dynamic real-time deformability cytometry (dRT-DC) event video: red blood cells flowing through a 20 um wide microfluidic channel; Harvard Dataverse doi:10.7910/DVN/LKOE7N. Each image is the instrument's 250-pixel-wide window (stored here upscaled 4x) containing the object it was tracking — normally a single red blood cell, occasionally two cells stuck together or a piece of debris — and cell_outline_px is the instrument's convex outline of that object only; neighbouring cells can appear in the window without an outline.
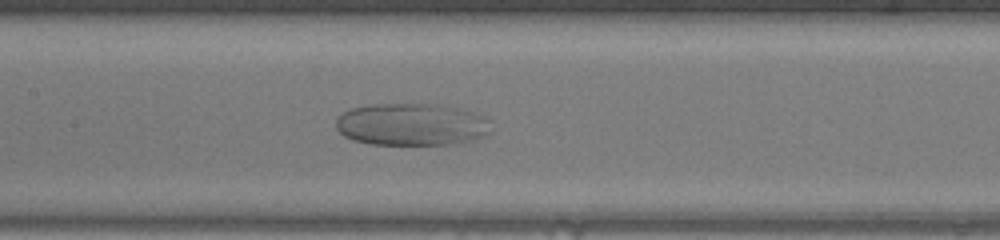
{"species": "human", "species_latin": "Homo sapiens", "temperature_condition": "warm", "stored_images_in_passage": 43, "camera_frame_rate_fps": 3000, "um_per_image_px": 0.085, "donor": {"sex": "female"}, "frame": {"image": 1, "passage_image": 23, "time_ms": 7.333, "image_size_px": [1000, 240], "cell_outline_px": [[488, 132], [472, 140], [452, 144], [372, 144], [352, 140], [344, 136], [336, 128], [336, 116], [352, 108], [372, 104], [440, 104], [460, 108], [476, 112], [484, 116], [488, 120]], "centroid_in_image_um": [34.95, 10.56], "position_along_channel_um": 172.5, "area_um2": 38.21}}
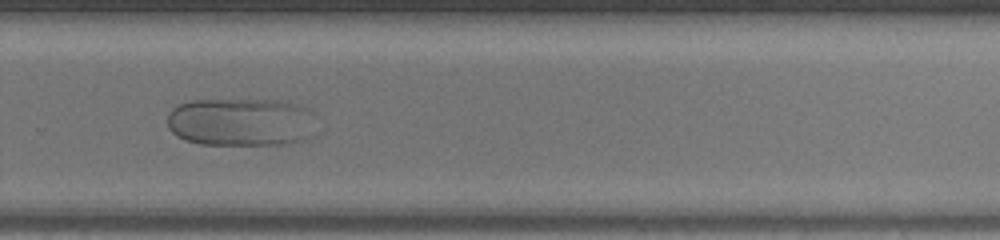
{"frame": {"image": 2, "passage_image": 33, "time_ms": 10.667, "image_size_px": [1000, 240], "cell_outline_px": [[316, 136], [304, 140], [284, 144], [200, 144], [184, 140], [176, 136], [168, 128], [168, 112], [172, 108], [188, 100], [276, 100], [300, 104], [316, 112]], "centroid_in_image_um": [20.57, 10.37], "position_along_channel_um": 309.2, "area_um2": 42.95}}
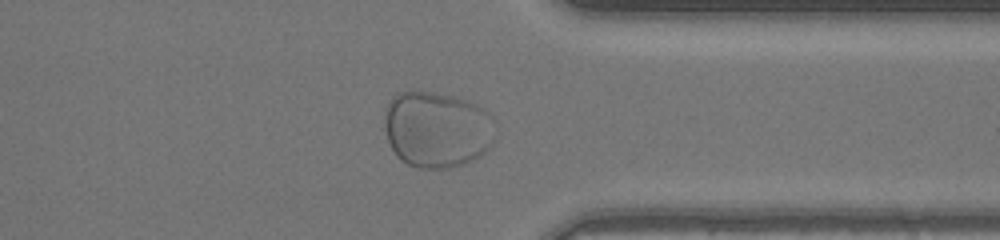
{"frame": {"image": 3, "passage_image": 38, "time_ms": 12.333, "image_size_px": [1000, 240], "cell_outline_px": [[496, 136], [492, 144], [480, 156], [464, 164], [448, 168], [416, 168], [400, 160], [396, 156], [388, 140], [384, 128], [384, 112], [388, 100], [396, 92], [408, 88], [436, 92], [456, 96], [468, 100], [484, 108]], "centroid_in_image_um": [37.07, 10.96], "position_along_channel_um": 374.3, "area_um2": 50.23}}